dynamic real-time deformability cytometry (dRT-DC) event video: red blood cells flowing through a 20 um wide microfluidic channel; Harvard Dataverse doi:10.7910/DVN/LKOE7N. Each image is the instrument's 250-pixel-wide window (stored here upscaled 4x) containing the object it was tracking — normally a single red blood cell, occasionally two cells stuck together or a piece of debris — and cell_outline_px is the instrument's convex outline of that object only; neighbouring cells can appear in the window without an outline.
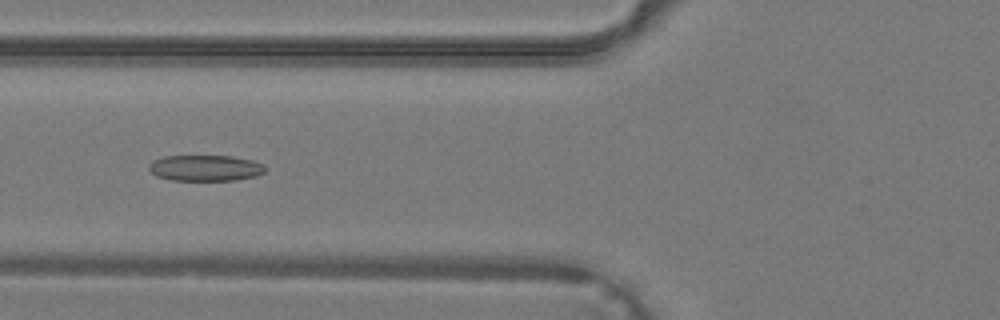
{"species": "common noctule bat (a hibernating species)", "species_latin": "Nyctalus noctula", "temperature_condition": "warm", "stored_images_in_passage": 40, "camera_frame_rate_fps": 3000, "um_per_image_px": 0.085, "animal": {"sex": "male", "body_mass_g": 19.2, "forearm_length_mm": 51.8}, "frame": {"image": 1, "passage_image": 16, "time_ms": 5.0, "image_size_px": [1000, 320], "cell_outline_px": [[264, 172], [256, 176], [236, 180], [172, 180], [156, 176], [148, 168], [148, 164], [152, 160], [164, 156], [232, 156], [252, 160], [264, 164]], "centroid_in_image_um": [17.43, 14.27], "position_along_channel_um": 108.4, "area_um2": 17.63}}
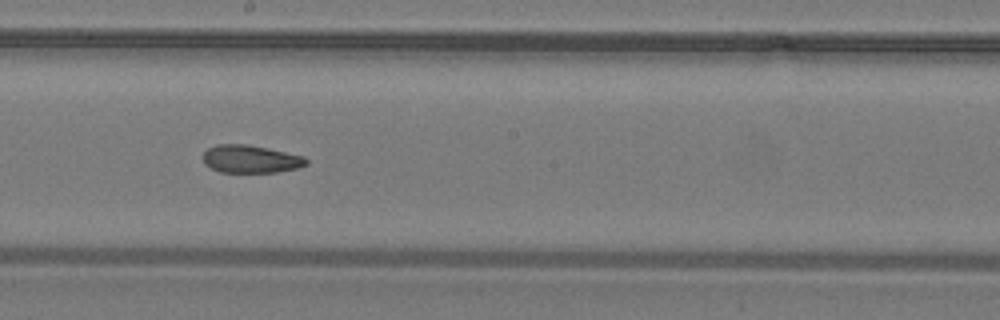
{"frame": {"image": 2, "passage_image": 23, "time_ms": 7.333, "image_size_px": [1000, 320], "cell_outline_px": [[308, 164], [300, 168], [276, 172], [220, 172], [204, 164], [204, 152], [208, 148], [216, 144], [244, 144], [268, 148], [304, 156], [308, 160]], "centroid_in_image_um": [21.33, 13.52], "position_along_channel_um": 226.9, "area_um2": 16.76}}
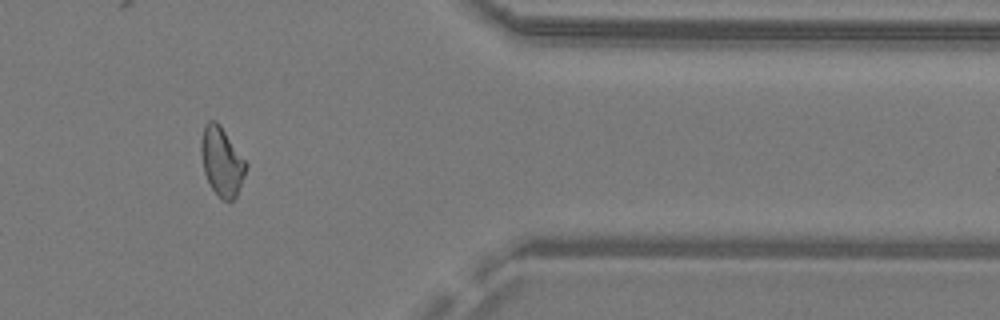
{"frame": {"image": 3, "passage_image": 34, "time_ms": 11.0, "image_size_px": [1000, 320], "cell_outline_px": [[248, 164], [244, 176], [236, 196], [232, 200], [224, 200], [212, 188], [204, 172], [200, 152], [200, 140], [204, 124], [208, 120], [216, 120], [220, 124]], "centroid_in_image_um": [18.83, 13.66], "position_along_channel_um": 392.6, "area_um2": 17.92}}